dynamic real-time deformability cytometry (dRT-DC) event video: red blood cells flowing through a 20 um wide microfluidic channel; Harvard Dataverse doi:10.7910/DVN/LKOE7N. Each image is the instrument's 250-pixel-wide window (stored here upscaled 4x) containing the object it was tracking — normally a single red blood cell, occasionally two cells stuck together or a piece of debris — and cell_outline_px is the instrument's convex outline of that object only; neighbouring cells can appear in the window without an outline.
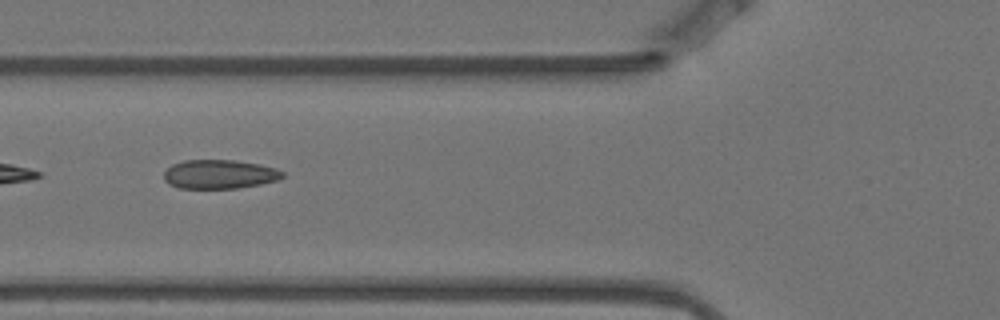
{"species": "Egyptian fruit bat (a non-hibernating species)", "species_latin": "Rousettus aegyptiacus", "temperature_condition": "warm", "stored_images_in_passage": 8, "camera_frame_rate_fps": 3000, "um_per_image_px": 0.085, "animal": {"sex": "female"}, "frame": {"image": 1, "passage_image": 5, "time_ms": 1.333, "image_size_px": [1000, 320], "cell_outline_px": [[284, 176], [276, 180], [260, 184], [236, 188], [180, 188], [168, 184], [164, 180], [164, 172], [172, 164], [184, 160], [232, 160], [260, 164], [276, 168], [284, 172]], "centroid_in_image_um": [18.64, 14.8], "position_along_channel_um": 107.2, "area_um2": 20.0}}
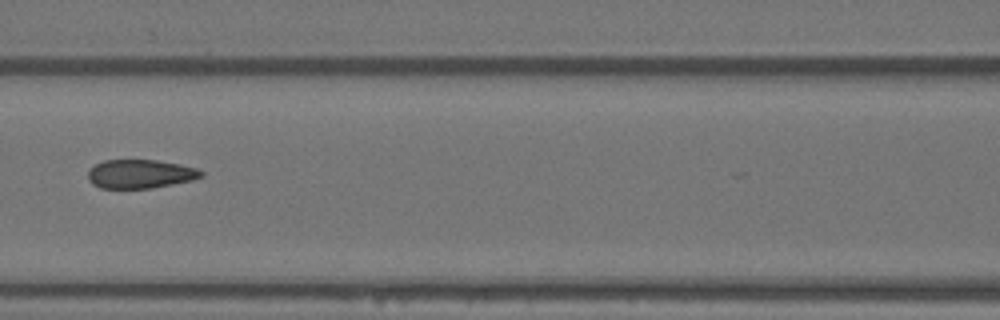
{"frame": {"image": 2, "passage_image": 6, "time_ms": 1.667, "image_size_px": [1000, 320], "cell_outline_px": [[204, 176], [192, 180], [152, 188], [100, 188], [92, 184], [88, 180], [88, 172], [96, 164], [104, 160], [156, 160], [180, 164], [196, 168], [204, 172]], "centroid_in_image_um": [11.93, 14.78], "position_along_channel_um": 154.7, "area_um2": 18.96}}
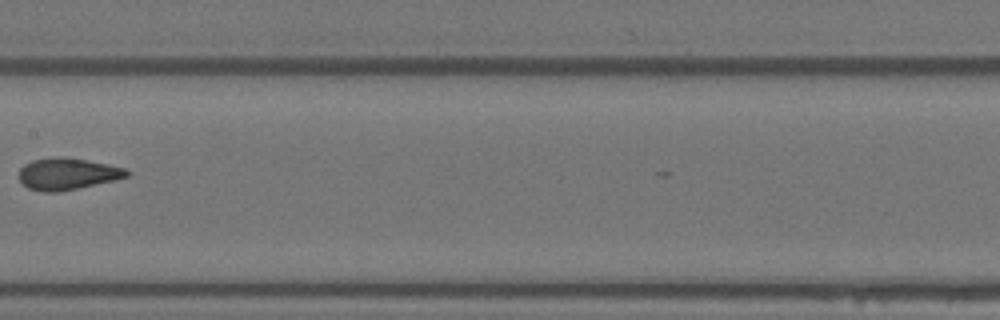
{"frame": {"image": 3, "passage_image": 7, "time_ms": 2.0, "image_size_px": [1000, 320], "cell_outline_px": [[132, 172], [128, 176], [116, 180], [56, 192], [44, 192], [28, 188], [20, 180], [20, 168], [24, 164], [32, 160], [60, 156], [64, 156], [108, 164], [124, 168]], "centroid_in_image_um": [5.74, 14.77], "position_along_channel_um": 201.7, "area_um2": 19.83}}